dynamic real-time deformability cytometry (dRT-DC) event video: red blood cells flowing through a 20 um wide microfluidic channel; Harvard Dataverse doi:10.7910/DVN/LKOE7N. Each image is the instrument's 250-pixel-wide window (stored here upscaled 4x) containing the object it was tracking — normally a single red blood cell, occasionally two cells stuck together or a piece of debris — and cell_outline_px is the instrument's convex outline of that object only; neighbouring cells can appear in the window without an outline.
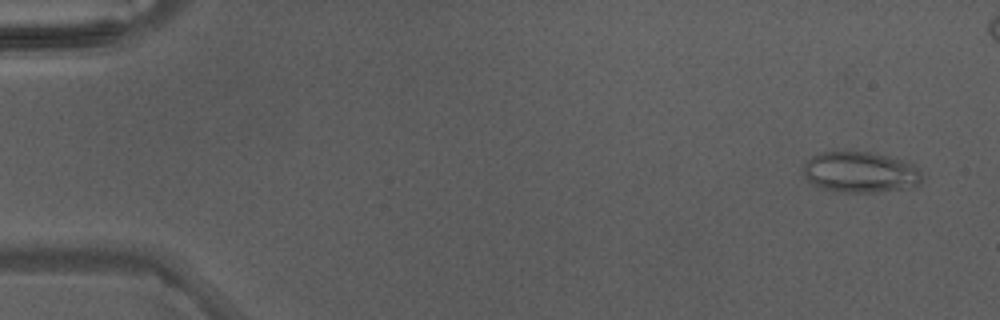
{"species": "Egyptian fruit bat (a non-hibernating species)", "species_latin": "Rousettus aegyptiacus", "temperature_condition": "warm", "stored_images_in_passage": 47, "camera_frame_rate_fps": 3000, "um_per_image_px": 0.085, "animal": {"sex": "male"}, "frame": {"image": 1, "passage_image": 3, "time_ms": 0.667, "image_size_px": [1000, 320], "cell_outline_px": [[924, 176], [920, 184], [912, 188], [876, 192], [840, 192], [816, 188], [804, 176], [804, 164], [812, 156], [820, 152], [868, 152], [888, 156], [912, 164], [920, 168]], "centroid_in_image_um": [73.15, 14.66], "position_along_channel_um": 11.8, "area_um2": 28.61}}
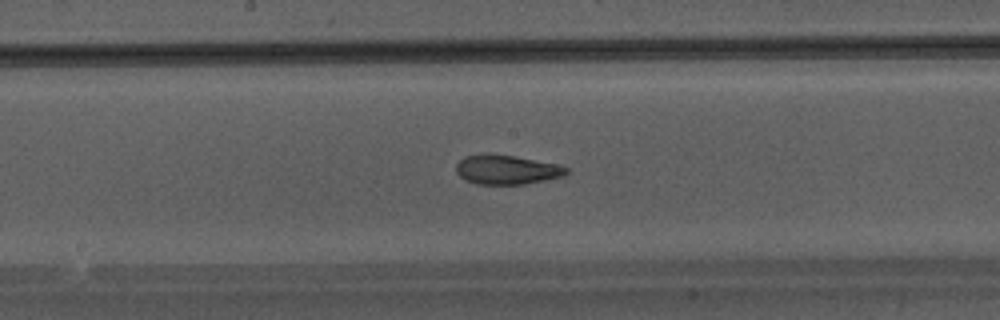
{"frame": {"image": 2, "passage_image": 25, "time_ms": 8.0, "image_size_px": [1000, 320], "cell_outline_px": [[568, 172], [564, 176], [524, 184], [476, 184], [460, 176], [456, 172], [456, 164], [464, 156], [488, 152], [512, 156], [556, 164], [568, 168]], "centroid_in_image_um": [43.03, 14.41], "position_along_channel_um": 205.2, "area_um2": 18.79}}
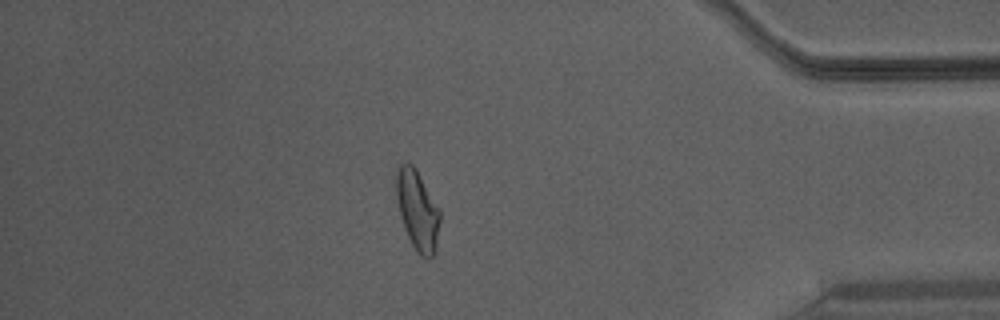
{"frame": {"image": 3, "passage_image": 40, "time_ms": 13.0, "image_size_px": [1000, 320], "cell_outline_px": [[440, 220], [436, 248], [432, 256], [428, 260], [420, 256], [416, 252], [404, 228], [400, 216], [396, 196], [396, 172], [400, 164], [412, 164], [416, 168], [440, 208]], "centroid_in_image_um": [35.5, 17.88], "position_along_channel_um": 399.7, "area_um2": 20.46}}